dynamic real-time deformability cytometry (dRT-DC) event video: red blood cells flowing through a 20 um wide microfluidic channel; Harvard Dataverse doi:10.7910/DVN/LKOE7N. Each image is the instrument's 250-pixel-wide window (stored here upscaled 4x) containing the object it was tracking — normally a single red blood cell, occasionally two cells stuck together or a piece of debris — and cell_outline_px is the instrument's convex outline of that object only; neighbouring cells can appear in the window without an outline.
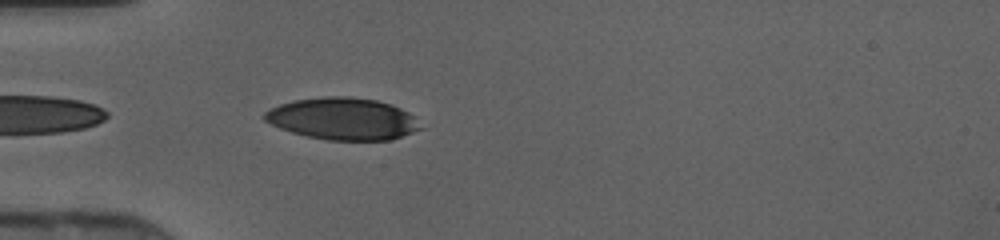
{"species": "human", "species_latin": "Homo sapiens", "temperature_condition": "cold", "stored_images_in_passage": 19, "camera_frame_rate_fps": 3000, "um_per_image_px": 0.085, "donor": {"sex": "female"}, "frame": {"image": 1, "passage_image": 2, "time_ms": 0.333, "image_size_px": [1000, 240], "cell_outline_px": [[424, 128], [388, 140], [328, 140], [308, 136], [292, 132], [280, 128], [264, 120], [264, 112], [280, 104], [296, 100], [324, 96], [348, 96], [376, 100], [392, 104], [408, 112]], "centroid_in_image_um": [29.14, 10.09], "position_along_channel_um": 55.9, "area_um2": 37.86}}
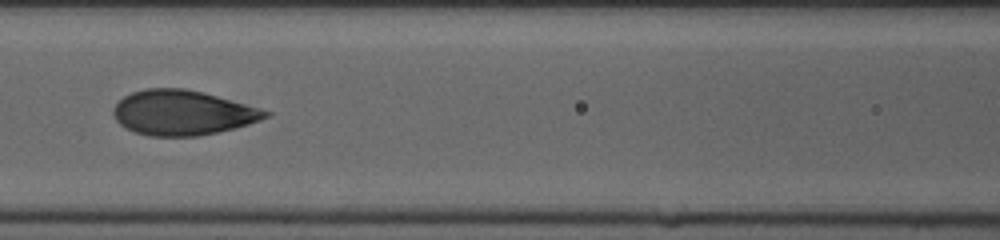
{"frame": {"image": 2, "passage_image": 9, "time_ms": 2.667, "image_size_px": [1000, 240], "cell_outline_px": [[272, 116], [236, 128], [200, 136], [148, 136], [136, 132], [120, 124], [116, 120], [112, 112], [112, 108], [124, 96], [132, 92], [148, 88], [184, 88], [204, 92], [272, 112]], "centroid_in_image_um": [15.53, 9.58], "position_along_channel_um": 151.1, "area_um2": 39.77}}
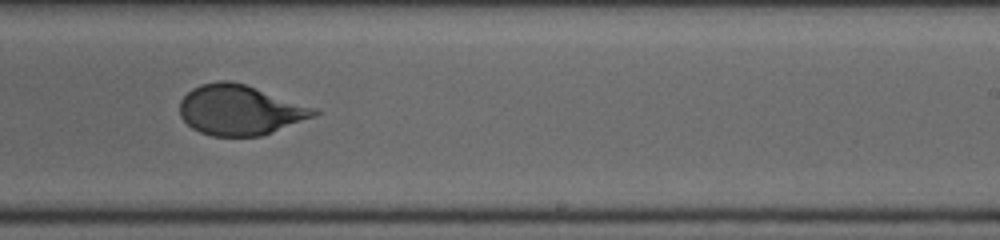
{"frame": {"image": 3, "passage_image": 17, "time_ms": 5.333, "image_size_px": [1000, 240], "cell_outline_px": [[320, 112], [316, 116], [272, 132], [260, 136], [212, 136], [200, 132], [192, 128], [180, 116], [180, 100], [192, 88], [200, 84], [220, 80], [232, 80], [316, 108]], "centroid_in_image_um": [20.38, 9.35], "position_along_channel_um": 268.6, "area_um2": 39.07}}